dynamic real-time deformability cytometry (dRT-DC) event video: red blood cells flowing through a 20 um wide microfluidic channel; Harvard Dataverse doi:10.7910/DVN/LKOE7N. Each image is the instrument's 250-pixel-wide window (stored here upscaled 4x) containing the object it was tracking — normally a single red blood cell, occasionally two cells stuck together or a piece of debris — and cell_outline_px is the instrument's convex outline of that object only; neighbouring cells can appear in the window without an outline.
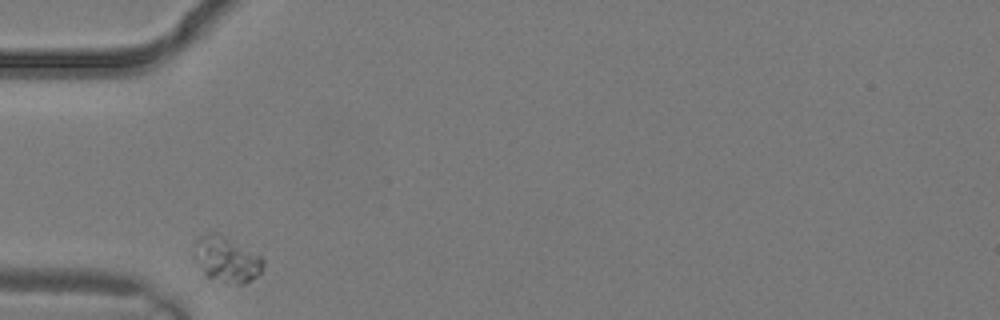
{"species": "common noctule bat (a hibernating species)", "species_latin": "Nyctalus noctula", "temperature_condition": "warm", "stored_images_in_passage": 1, "camera_frame_rate_fps": 3000, "um_per_image_px": 0.085, "animal": {"sex": "male", "body_mass_g": 19.2, "forearm_length_mm": 51.8}, "frame": {"image": 1, "passage_image": 1, "time_ms": 0.0, "image_size_px": [1000, 320], "cell_outline_px": [[264, 264], [260, 272], [252, 280], [244, 284], [224, 284], [204, 276], [192, 244], [200, 236], [208, 232], [216, 232], [224, 236], [260, 256], [264, 260]], "centroid_in_image_um": [19.24, 22.07], "position_along_channel_um": 65.8, "area_um2": 18.26}}